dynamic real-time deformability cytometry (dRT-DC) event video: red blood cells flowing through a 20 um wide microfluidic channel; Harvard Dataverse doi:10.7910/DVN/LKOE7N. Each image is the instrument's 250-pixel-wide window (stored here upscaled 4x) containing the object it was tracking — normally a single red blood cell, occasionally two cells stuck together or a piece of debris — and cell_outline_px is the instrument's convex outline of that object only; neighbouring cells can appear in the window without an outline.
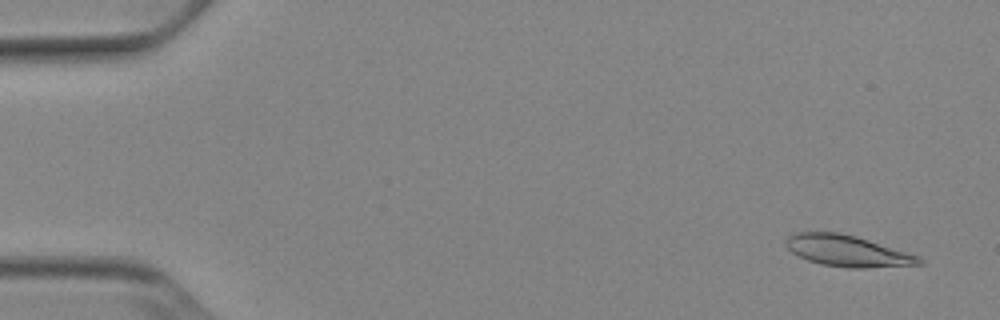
{"species": "Egyptian fruit bat (a non-hibernating species)", "species_latin": "Rousettus aegyptiacus", "temperature_condition": "cold", "stored_images_in_passage": 50, "camera_frame_rate_fps": 3000, "um_per_image_px": 0.085, "animal": {"sex": "female"}, "frame": {"image": 1, "passage_image": 1, "time_ms": 0.0, "image_size_px": [1000, 320], "cell_outline_px": [[924, 264], [868, 268], [848, 268], [820, 264], [808, 260], [792, 252], [788, 248], [788, 236], [796, 232], [840, 232], [856, 236], [916, 256], [924, 260]], "centroid_in_image_um": [72.02, 21.34], "position_along_channel_um": 13.0, "area_um2": 23.81}}
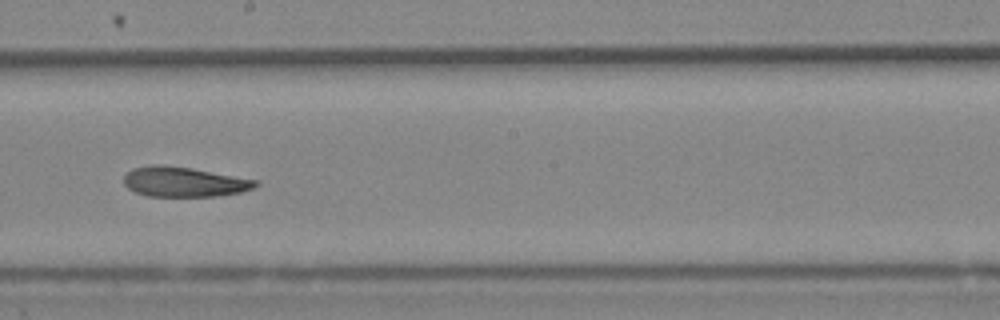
{"frame": {"image": 2, "passage_image": 28, "time_ms": 9.0, "image_size_px": [1000, 320], "cell_outline_px": [[260, 184], [252, 188], [240, 192], [216, 196], [148, 196], [136, 192], [128, 188], [124, 184], [124, 176], [132, 168], [148, 164], [164, 164], [192, 168], [256, 180]], "centroid_in_image_um": [15.59, 15.44], "position_along_channel_um": 232.6, "area_um2": 22.95}}
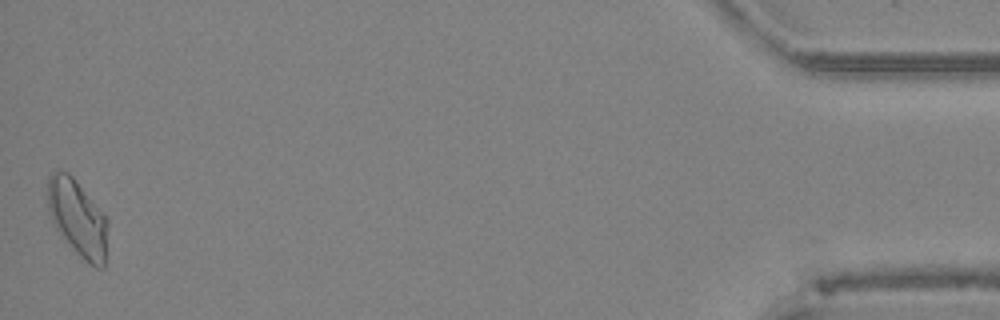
{"frame": {"image": 3, "passage_image": 50, "time_ms": 16.333, "image_size_px": [1000, 320], "cell_outline_px": [[108, 224], [104, 268], [96, 268], [88, 264], [76, 252], [56, 228], [48, 212], [48, 176], [56, 168], [68, 172], [72, 176], [108, 220]], "centroid_in_image_um": [6.59, 18.53], "position_along_channel_um": 428.6, "area_um2": 26.53}, "authors_computed_cell_mechanics": {"area_um2": 23.987, "velocity_mm_per_s": 3.8767, "shape_relaxation_time_tau1_ms": 9.4433, "shape_relaxation_time_tau2_ms": 10.1365, "deformation_change_tau1": 0.1929, "deformation_change_tau2": 0.175}}